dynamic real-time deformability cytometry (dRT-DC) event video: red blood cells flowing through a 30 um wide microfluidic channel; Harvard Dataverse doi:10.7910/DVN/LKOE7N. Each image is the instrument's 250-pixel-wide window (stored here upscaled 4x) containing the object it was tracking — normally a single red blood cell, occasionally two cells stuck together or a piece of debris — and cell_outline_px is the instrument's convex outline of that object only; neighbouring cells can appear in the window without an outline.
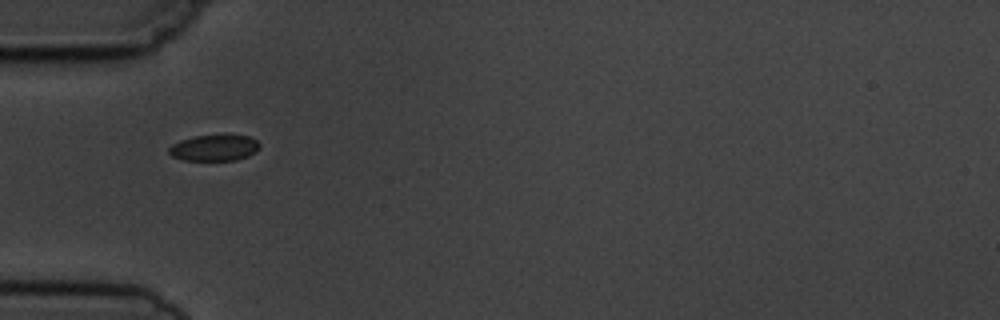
{"species": "common noctule bat (a hibernating species)", "species_latin": "Nyctalus noctula", "temperature_condition": "cold", "stored_images_in_passage": 7, "camera_frame_rate_fps": 3000, "um_per_image_px": 0.085, "animal": {"sex": "male", "body_mass_g": 19.5, "forearm_length_mm": 54.6}, "frame": {"image": 1, "passage_image": 3, "time_ms": 2.333, "image_size_px": [1000, 320], "cell_outline_px": [[260, 148], [248, 156], [236, 160], [184, 160], [172, 156], [168, 152], [168, 148], [172, 144], [180, 140], [192, 136], [248, 136], [256, 140], [260, 144]], "centroid_in_image_um": [18.19, 12.57], "position_along_channel_um": 66.8, "area_um2": 13.64}}
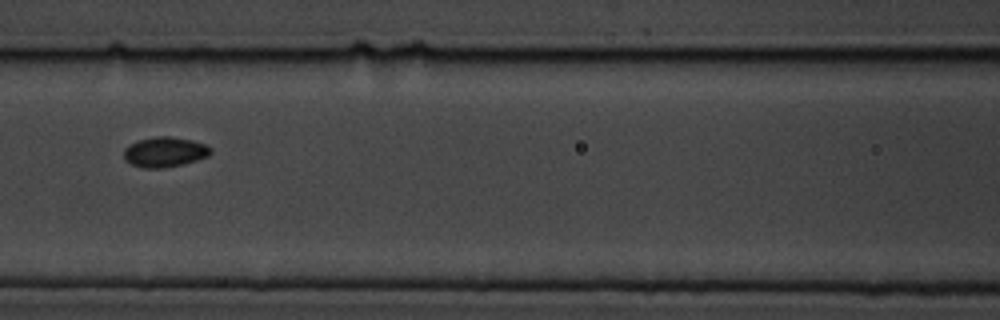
{"frame": {"image": 2, "passage_image": 5, "time_ms": 4.667, "image_size_px": [1000, 320], "cell_outline_px": [[212, 152], [208, 156], [184, 164], [164, 168], [144, 168], [132, 164], [124, 160], [124, 148], [128, 144], [140, 140], [156, 136], [168, 136], [192, 140], [208, 144], [212, 148]], "centroid_in_image_um": [14.02, 12.92], "position_along_channel_um": 152.6, "area_um2": 15.37}}
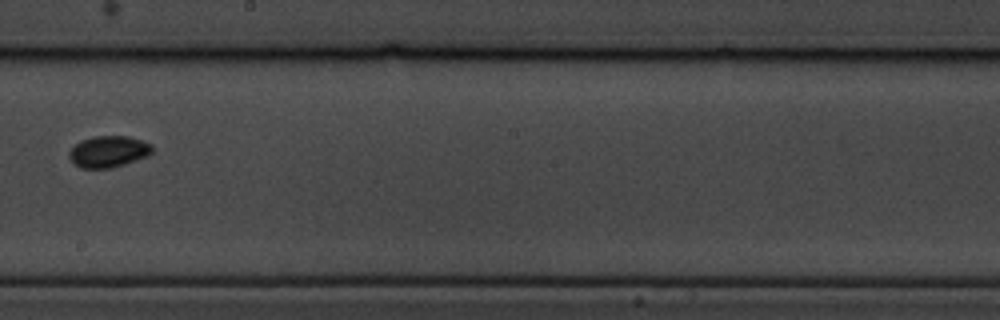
{"frame": {"image": 3, "passage_image": 7, "time_ms": 7.0, "image_size_px": [1000, 320], "cell_outline_px": [[152, 152], [148, 156], [124, 164], [108, 168], [80, 168], [72, 164], [68, 156], [68, 152], [80, 140], [96, 136], [128, 136], [152, 144]], "centroid_in_image_um": [9.19, 12.89], "position_along_channel_um": 239.0, "area_um2": 15.26}}